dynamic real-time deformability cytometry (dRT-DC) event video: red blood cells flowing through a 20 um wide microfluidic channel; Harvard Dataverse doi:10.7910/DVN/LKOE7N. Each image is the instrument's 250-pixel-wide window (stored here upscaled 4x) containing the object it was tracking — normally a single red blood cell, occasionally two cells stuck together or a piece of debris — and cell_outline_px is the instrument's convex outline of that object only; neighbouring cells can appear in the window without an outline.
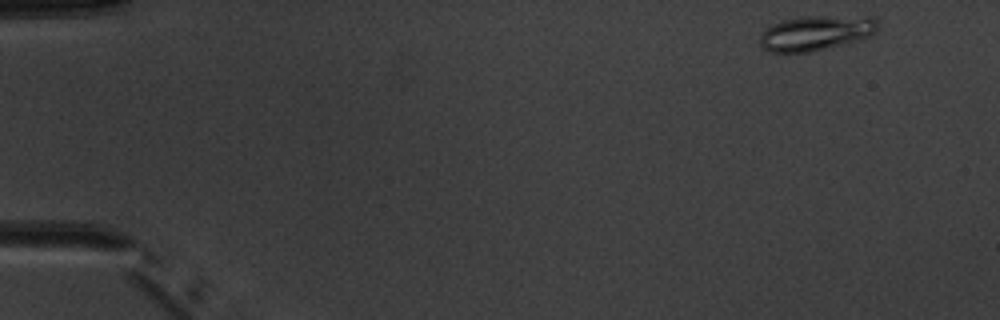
{"species": "common noctule bat (a hibernating species)", "species_latin": "Nyctalus noctula", "temperature_condition": "warm", "stored_images_in_passage": 4, "camera_frame_rate_fps": 3000, "um_per_image_px": 0.085, "animal": {"sex": "male", "body_mass_g": 20.1, "forearm_length_mm": 53.5}, "frame": {"image": 1, "passage_image": 1, "time_ms": 0.0, "image_size_px": [1000, 320], "cell_outline_px": [[880, 24], [876, 32], [872, 36], [848, 44], [812, 52], [768, 52], [760, 44], [760, 36], [772, 24], [784, 20], [800, 16], [876, 16]], "centroid_in_image_um": [69.46, 2.8], "position_along_channel_um": 15.5, "area_um2": 24.57}}